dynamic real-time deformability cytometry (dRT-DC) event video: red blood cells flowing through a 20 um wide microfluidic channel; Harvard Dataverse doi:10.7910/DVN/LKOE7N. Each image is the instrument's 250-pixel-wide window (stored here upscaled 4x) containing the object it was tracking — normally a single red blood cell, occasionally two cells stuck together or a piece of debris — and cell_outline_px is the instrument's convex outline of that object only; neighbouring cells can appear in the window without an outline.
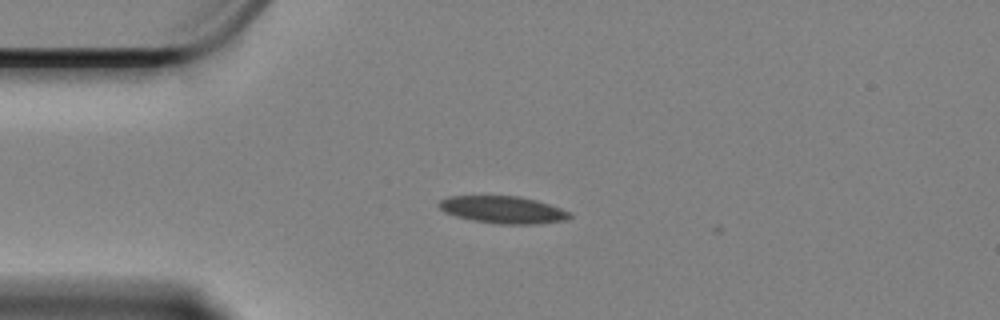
{"species": "Egyptian fruit bat (a non-hibernating species)", "species_latin": "Rousettus aegyptiacus", "temperature_condition": "cold", "stored_images_in_passage": 41, "camera_frame_rate_fps": 3000, "um_per_image_px": 0.085, "animal": {"sex": "female"}, "frame": {"image": 1, "passage_image": 2, "time_ms": 0.333, "image_size_px": [1000, 320], "cell_outline_px": [[572, 216], [568, 220], [540, 224], [496, 224], [472, 220], [456, 216], [444, 212], [436, 204], [440, 200], [448, 196], [520, 196], [536, 200], [572, 212]], "centroid_in_image_um": [42.77, 17.83], "position_along_channel_um": 42.2, "area_um2": 20.98}}
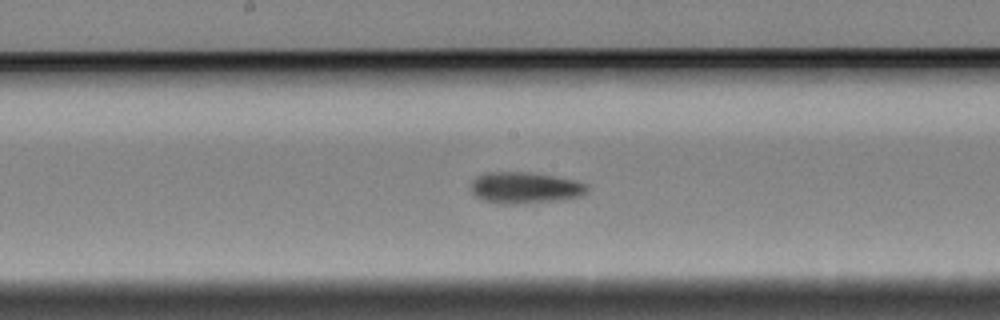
{"frame": {"image": 2, "passage_image": 18, "time_ms": 5.667, "image_size_px": [1000, 320], "cell_outline_px": [[592, 188], [588, 192], [580, 196], [556, 200], [520, 204], [504, 204], [484, 200], [476, 196], [472, 192], [472, 180], [476, 176], [484, 172], [532, 172], [576, 180], [588, 184]], "centroid_in_image_um": [44.66, 15.94], "position_along_channel_um": 203.5, "area_um2": 21.44}}
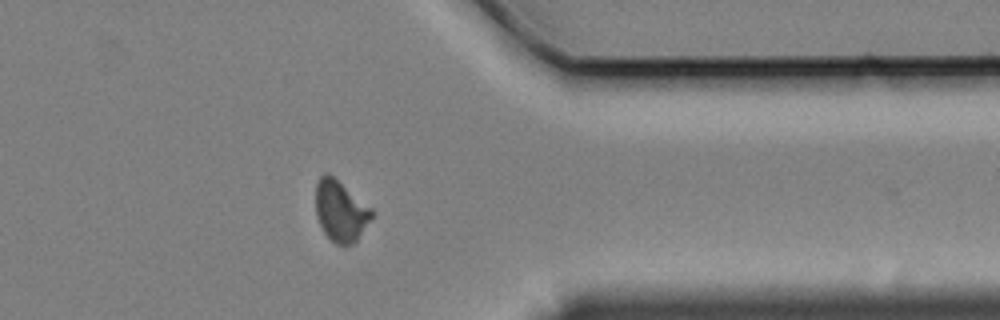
{"frame": {"image": 3, "passage_image": 35, "time_ms": 11.333, "image_size_px": [1000, 320], "cell_outline_px": [[372, 216], [356, 244], [336, 244], [324, 232], [316, 216], [316, 184], [320, 176], [324, 172], [328, 172], [372, 208]], "centroid_in_image_um": [28.94, 17.93], "position_along_channel_um": 382.5, "area_um2": 19.83}, "authors_computed_cell_mechanics": {"area_um2": 20.5768, "velocity_mm_per_s": 3.364, "shape_relaxation_time_tau1_ms": null, "shape_relaxation_time_tau2_ms": 5.0568, "deformation_change_tau1": null, "deformation_change_tau2": 0.0986}}